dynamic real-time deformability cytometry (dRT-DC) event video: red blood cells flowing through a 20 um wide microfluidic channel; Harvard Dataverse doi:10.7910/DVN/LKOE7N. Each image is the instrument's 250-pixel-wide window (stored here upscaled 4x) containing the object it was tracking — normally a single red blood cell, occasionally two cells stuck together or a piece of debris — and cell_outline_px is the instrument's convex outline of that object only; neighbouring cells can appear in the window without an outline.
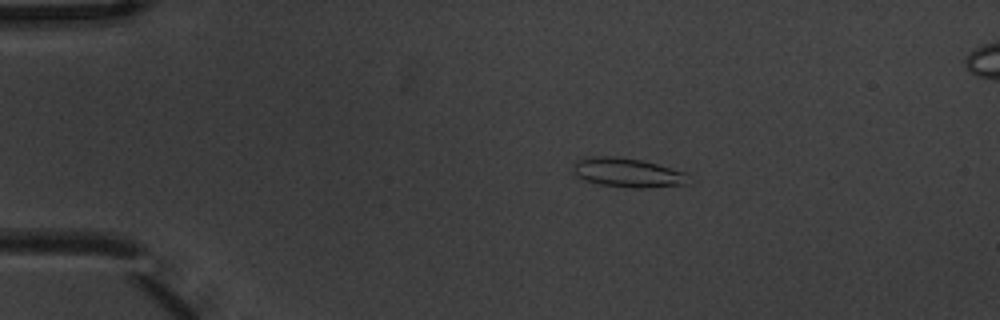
{"species": "common noctule bat (a hibernating species)", "species_latin": "Nyctalus noctula", "temperature_condition": "warm", "stored_images_in_passage": 8, "camera_frame_rate_fps": 3000, "um_per_image_px": 0.085, "animal": {"sex": "male", "body_mass_g": 20.1, "forearm_length_mm": 53.5}, "frame": {"image": 1, "passage_image": 4, "time_ms": 1.0, "image_size_px": [1000, 320], "cell_outline_px": [[692, 184], [644, 188], [632, 188], [600, 184], [584, 180], [576, 176], [572, 172], [572, 164], [576, 160], [588, 156], [612, 156], [640, 160], [656, 164], [684, 172]], "centroid_in_image_um": [53.3, 14.68], "position_along_channel_um": 31.7, "area_um2": 19.77}}
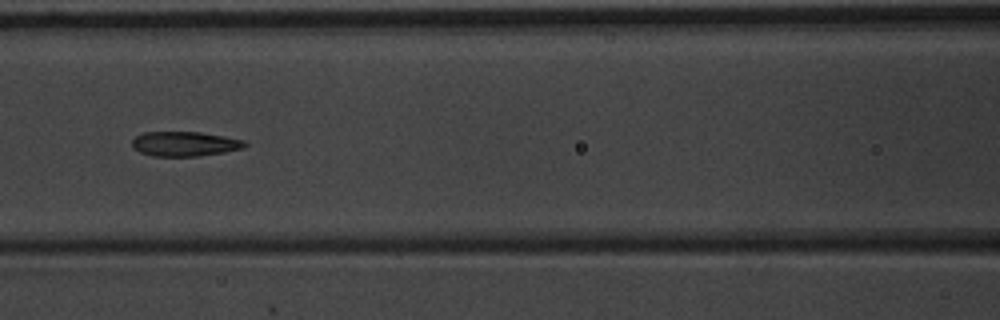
{"frame": {"image": 2, "passage_image": 8, "time_ms": 2.333, "image_size_px": [1000, 320], "cell_outline_px": [[248, 144], [244, 148], [224, 152], [200, 156], [152, 156], [140, 152], [132, 148], [132, 140], [136, 136], [144, 132], [200, 132], [224, 136], [244, 140]], "centroid_in_image_um": [15.7, 12.23], "position_along_channel_um": 150.9, "area_um2": 16.3}}